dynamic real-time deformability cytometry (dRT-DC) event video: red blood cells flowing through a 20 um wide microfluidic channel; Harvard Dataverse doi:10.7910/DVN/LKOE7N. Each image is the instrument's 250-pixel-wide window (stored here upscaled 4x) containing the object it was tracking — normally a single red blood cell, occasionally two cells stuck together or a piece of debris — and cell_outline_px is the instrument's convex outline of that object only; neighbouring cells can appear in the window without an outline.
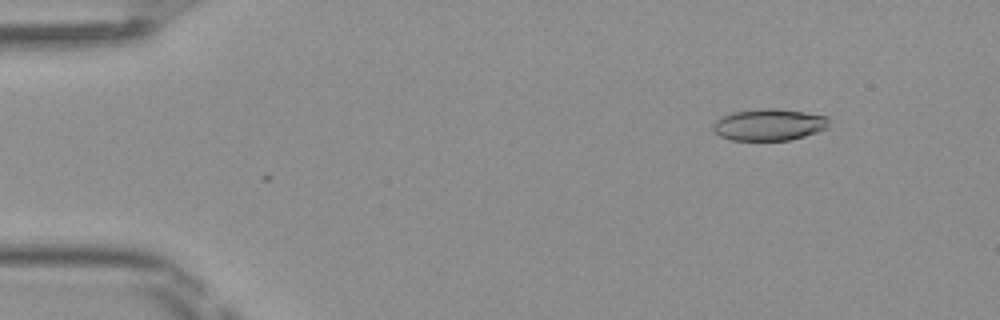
{"species": "Egyptian fruit bat (a non-hibernating species)", "species_latin": "Rousettus aegyptiacus", "temperature_condition": "room temperature", "stored_images_in_passage": 6, "camera_frame_rate_fps": 3000, "um_per_image_px": 0.085, "frame": {"image": 1, "passage_image": 6, "time_ms": 1.667, "image_size_px": [1000, 320], "cell_outline_px": [[828, 128], [804, 136], [788, 140], [728, 140], [720, 136], [712, 128], [712, 124], [716, 120], [732, 112], [764, 108], [776, 108], [804, 112], [828, 116]], "centroid_in_image_um": [65.36, 10.6], "position_along_channel_um": 19.6, "area_um2": 21.39}}